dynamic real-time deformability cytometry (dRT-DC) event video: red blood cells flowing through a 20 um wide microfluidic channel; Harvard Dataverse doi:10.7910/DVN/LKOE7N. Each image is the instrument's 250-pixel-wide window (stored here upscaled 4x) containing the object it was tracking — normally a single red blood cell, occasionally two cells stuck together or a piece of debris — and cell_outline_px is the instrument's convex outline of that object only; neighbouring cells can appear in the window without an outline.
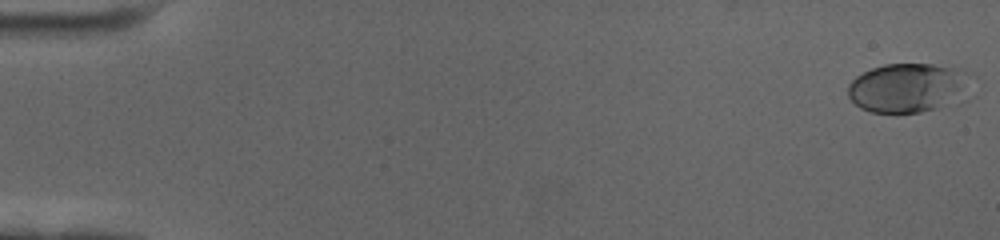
{"species": "human", "species_latin": "Homo sapiens", "temperature_condition": "cold", "stored_images_in_passage": 60, "camera_frame_rate_fps": 3000, "um_per_image_px": 0.085, "donor": {"sex": "female"}, "frame": {"image": 1, "passage_image": 2, "time_ms": 0.333, "image_size_px": [1000, 240], "cell_outline_px": [[976, 76], [968, 100], [964, 104], [920, 112], [872, 112], [860, 108], [848, 96], [848, 84], [856, 76], [872, 68], [884, 64], [956, 64], [972, 72]], "centroid_in_image_um": [77.47, 7.44], "position_along_channel_um": 7.5, "area_um2": 37.63}}
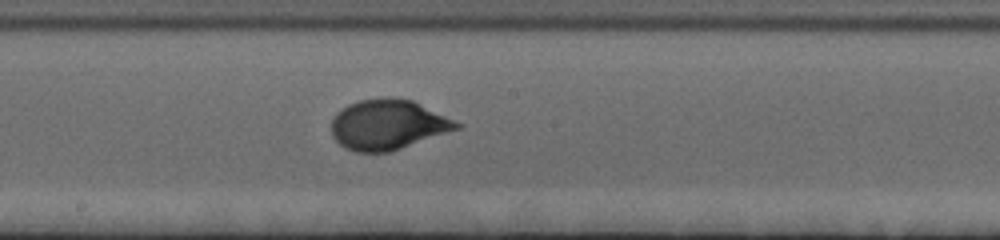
{"frame": {"image": 2, "passage_image": 34, "time_ms": 11.0, "image_size_px": [1000, 240], "cell_outline_px": [[464, 124], [460, 128], [388, 152], [356, 152], [344, 148], [332, 136], [332, 120], [336, 112], [340, 108], [356, 100], [384, 96], [392, 96], [412, 100]], "centroid_in_image_um": [32.94, 10.56], "position_along_channel_um": 215.3, "area_um2": 36.76}}
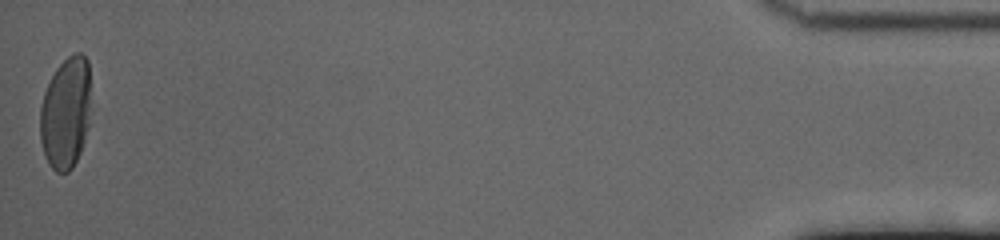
{"frame": {"image": 3, "passage_image": 60, "time_ms": 19.667, "image_size_px": [1000, 240], "cell_outline_px": [[92, 124], [80, 152], [72, 168], [68, 172], [56, 172], [52, 168], [44, 152], [40, 140], [40, 108], [44, 92], [56, 68], [68, 56], [76, 52], [80, 52], [88, 60]], "centroid_in_image_um": [5.63, 9.59], "position_along_channel_um": 429.6, "area_um2": 33.7}, "authors_computed_cell_mechanics": {"area_um2": 33.6974, "velocity_mm_per_s": 3.4637, "shape_relaxation_time_tau1_ms": 4.3552, "shape_relaxation_time_tau2_ms": null, "deformation_change_tau1": 0.1948, "deformation_change_tau2": null}}